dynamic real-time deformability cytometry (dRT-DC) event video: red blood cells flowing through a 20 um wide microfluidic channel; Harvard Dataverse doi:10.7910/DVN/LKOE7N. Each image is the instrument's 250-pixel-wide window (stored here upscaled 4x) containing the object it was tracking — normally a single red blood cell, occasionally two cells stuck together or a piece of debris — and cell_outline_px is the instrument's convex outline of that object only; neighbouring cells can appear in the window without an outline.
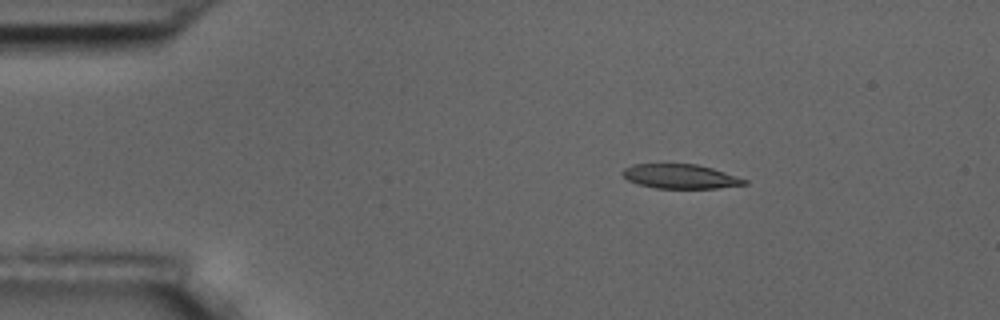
{"species": "common noctule bat (a hibernating species)", "species_latin": "Nyctalus noctula", "temperature_condition": "room temperature", "stored_images_in_passage": 3, "camera_frame_rate_fps": 3000, "um_per_image_px": 0.085, "animal": {"sex": "male", "body_mass_g": 17.5, "forearm_length_mm": 52.3}, "frame": {"image": 1, "passage_image": 1, "time_ms": 0.0, "image_size_px": [1000, 320], "cell_outline_px": [[748, 184], [716, 188], [656, 188], [636, 184], [628, 180], [620, 172], [624, 168], [632, 164], [696, 164], [712, 168], [748, 180]], "centroid_in_image_um": [57.8, 14.99], "position_along_channel_um": 27.2, "area_um2": 17.28}}